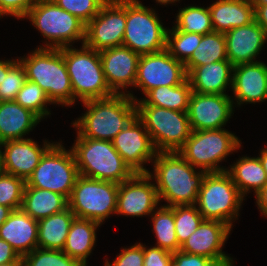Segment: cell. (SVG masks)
<instances>
[{
  "label": "cell",
  "instance_id": "obj_1",
  "mask_svg": "<svg viewBox=\"0 0 267 266\" xmlns=\"http://www.w3.org/2000/svg\"><path fill=\"white\" fill-rule=\"evenodd\" d=\"M154 170L148 175L154 180L158 198L163 206L194 205L206 171H196L178 152H158L153 160Z\"/></svg>",
  "mask_w": 267,
  "mask_h": 266
},
{
  "label": "cell",
  "instance_id": "obj_2",
  "mask_svg": "<svg viewBox=\"0 0 267 266\" xmlns=\"http://www.w3.org/2000/svg\"><path fill=\"white\" fill-rule=\"evenodd\" d=\"M82 103L87 112L72 124L82 138L112 141L136 117L135 100L127 93Z\"/></svg>",
  "mask_w": 267,
  "mask_h": 266
},
{
  "label": "cell",
  "instance_id": "obj_3",
  "mask_svg": "<svg viewBox=\"0 0 267 266\" xmlns=\"http://www.w3.org/2000/svg\"><path fill=\"white\" fill-rule=\"evenodd\" d=\"M19 60L27 80L37 83L53 104H73L71 81L60 49L36 48Z\"/></svg>",
  "mask_w": 267,
  "mask_h": 266
},
{
  "label": "cell",
  "instance_id": "obj_4",
  "mask_svg": "<svg viewBox=\"0 0 267 266\" xmlns=\"http://www.w3.org/2000/svg\"><path fill=\"white\" fill-rule=\"evenodd\" d=\"M71 148L81 176L120 184L135 174L112 141L77 136Z\"/></svg>",
  "mask_w": 267,
  "mask_h": 266
},
{
  "label": "cell",
  "instance_id": "obj_5",
  "mask_svg": "<svg viewBox=\"0 0 267 266\" xmlns=\"http://www.w3.org/2000/svg\"><path fill=\"white\" fill-rule=\"evenodd\" d=\"M73 90V105L76 99L81 102L107 98L115 93L108 86L102 67L99 51L74 46L60 48Z\"/></svg>",
  "mask_w": 267,
  "mask_h": 266
},
{
  "label": "cell",
  "instance_id": "obj_6",
  "mask_svg": "<svg viewBox=\"0 0 267 266\" xmlns=\"http://www.w3.org/2000/svg\"><path fill=\"white\" fill-rule=\"evenodd\" d=\"M24 18L48 41L37 48L60 49L72 42L85 40L86 24L78 17L60 8L53 0H37ZM71 44V45H70Z\"/></svg>",
  "mask_w": 267,
  "mask_h": 266
},
{
  "label": "cell",
  "instance_id": "obj_7",
  "mask_svg": "<svg viewBox=\"0 0 267 266\" xmlns=\"http://www.w3.org/2000/svg\"><path fill=\"white\" fill-rule=\"evenodd\" d=\"M243 200L227 171L211 172L203 179L195 205L204 220L220 221L232 228Z\"/></svg>",
  "mask_w": 267,
  "mask_h": 266
},
{
  "label": "cell",
  "instance_id": "obj_8",
  "mask_svg": "<svg viewBox=\"0 0 267 266\" xmlns=\"http://www.w3.org/2000/svg\"><path fill=\"white\" fill-rule=\"evenodd\" d=\"M222 128L217 130L191 131L190 137L178 153L193 167L201 171L222 172V160L241 148V140Z\"/></svg>",
  "mask_w": 267,
  "mask_h": 266
},
{
  "label": "cell",
  "instance_id": "obj_9",
  "mask_svg": "<svg viewBox=\"0 0 267 266\" xmlns=\"http://www.w3.org/2000/svg\"><path fill=\"white\" fill-rule=\"evenodd\" d=\"M136 116L148 131L157 152H178L192 131L187 112L136 105Z\"/></svg>",
  "mask_w": 267,
  "mask_h": 266
},
{
  "label": "cell",
  "instance_id": "obj_10",
  "mask_svg": "<svg viewBox=\"0 0 267 266\" xmlns=\"http://www.w3.org/2000/svg\"><path fill=\"white\" fill-rule=\"evenodd\" d=\"M119 184L79 175L68 199V208L77 218L102 225L116 213Z\"/></svg>",
  "mask_w": 267,
  "mask_h": 266
},
{
  "label": "cell",
  "instance_id": "obj_11",
  "mask_svg": "<svg viewBox=\"0 0 267 266\" xmlns=\"http://www.w3.org/2000/svg\"><path fill=\"white\" fill-rule=\"evenodd\" d=\"M78 176L72 149L66 150L60 142H54L27 179L25 187L50 190L69 199Z\"/></svg>",
  "mask_w": 267,
  "mask_h": 266
},
{
  "label": "cell",
  "instance_id": "obj_12",
  "mask_svg": "<svg viewBox=\"0 0 267 266\" xmlns=\"http://www.w3.org/2000/svg\"><path fill=\"white\" fill-rule=\"evenodd\" d=\"M167 29L153 8L126 0V27L122 45L142 55L166 49Z\"/></svg>",
  "mask_w": 267,
  "mask_h": 266
},
{
  "label": "cell",
  "instance_id": "obj_13",
  "mask_svg": "<svg viewBox=\"0 0 267 266\" xmlns=\"http://www.w3.org/2000/svg\"><path fill=\"white\" fill-rule=\"evenodd\" d=\"M126 27V0H107L86 24L84 45L96 51L122 46Z\"/></svg>",
  "mask_w": 267,
  "mask_h": 266
},
{
  "label": "cell",
  "instance_id": "obj_14",
  "mask_svg": "<svg viewBox=\"0 0 267 266\" xmlns=\"http://www.w3.org/2000/svg\"><path fill=\"white\" fill-rule=\"evenodd\" d=\"M187 80L185 65L176 60L166 49L140 56L135 88L146 94L159 86H176Z\"/></svg>",
  "mask_w": 267,
  "mask_h": 266
},
{
  "label": "cell",
  "instance_id": "obj_15",
  "mask_svg": "<svg viewBox=\"0 0 267 266\" xmlns=\"http://www.w3.org/2000/svg\"><path fill=\"white\" fill-rule=\"evenodd\" d=\"M235 102L227 94L191 93L187 115L192 131L222 129L231 118Z\"/></svg>",
  "mask_w": 267,
  "mask_h": 266
},
{
  "label": "cell",
  "instance_id": "obj_16",
  "mask_svg": "<svg viewBox=\"0 0 267 266\" xmlns=\"http://www.w3.org/2000/svg\"><path fill=\"white\" fill-rule=\"evenodd\" d=\"M112 143L134 173H148L144 164L153 162L158 153L137 116L114 137Z\"/></svg>",
  "mask_w": 267,
  "mask_h": 266
},
{
  "label": "cell",
  "instance_id": "obj_17",
  "mask_svg": "<svg viewBox=\"0 0 267 266\" xmlns=\"http://www.w3.org/2000/svg\"><path fill=\"white\" fill-rule=\"evenodd\" d=\"M150 180L148 173H135L120 183L115 214L130 217L151 215L160 201L155 184Z\"/></svg>",
  "mask_w": 267,
  "mask_h": 266
},
{
  "label": "cell",
  "instance_id": "obj_18",
  "mask_svg": "<svg viewBox=\"0 0 267 266\" xmlns=\"http://www.w3.org/2000/svg\"><path fill=\"white\" fill-rule=\"evenodd\" d=\"M231 229L229 225L220 221L203 220L181 245L180 251L209 257L219 266H233V258L222 252Z\"/></svg>",
  "mask_w": 267,
  "mask_h": 266
},
{
  "label": "cell",
  "instance_id": "obj_19",
  "mask_svg": "<svg viewBox=\"0 0 267 266\" xmlns=\"http://www.w3.org/2000/svg\"><path fill=\"white\" fill-rule=\"evenodd\" d=\"M43 142L42 148L31 138L0 143V147H4V151L1 150L2 172L27 181L40 163L44 153L54 144L46 140Z\"/></svg>",
  "mask_w": 267,
  "mask_h": 266
},
{
  "label": "cell",
  "instance_id": "obj_20",
  "mask_svg": "<svg viewBox=\"0 0 267 266\" xmlns=\"http://www.w3.org/2000/svg\"><path fill=\"white\" fill-rule=\"evenodd\" d=\"M106 82L115 94L133 86L136 80L140 54L125 46H116L99 51ZM121 89V91H120Z\"/></svg>",
  "mask_w": 267,
  "mask_h": 266
},
{
  "label": "cell",
  "instance_id": "obj_21",
  "mask_svg": "<svg viewBox=\"0 0 267 266\" xmlns=\"http://www.w3.org/2000/svg\"><path fill=\"white\" fill-rule=\"evenodd\" d=\"M232 91L237 106L267 100V65L262 61L234 66Z\"/></svg>",
  "mask_w": 267,
  "mask_h": 266
},
{
  "label": "cell",
  "instance_id": "obj_22",
  "mask_svg": "<svg viewBox=\"0 0 267 266\" xmlns=\"http://www.w3.org/2000/svg\"><path fill=\"white\" fill-rule=\"evenodd\" d=\"M228 60L234 65L256 62L267 41L264 29L254 20L224 33Z\"/></svg>",
  "mask_w": 267,
  "mask_h": 266
},
{
  "label": "cell",
  "instance_id": "obj_23",
  "mask_svg": "<svg viewBox=\"0 0 267 266\" xmlns=\"http://www.w3.org/2000/svg\"><path fill=\"white\" fill-rule=\"evenodd\" d=\"M38 221L22 209L11 212L0 225V239L8 242L22 257L38 248Z\"/></svg>",
  "mask_w": 267,
  "mask_h": 266
},
{
  "label": "cell",
  "instance_id": "obj_24",
  "mask_svg": "<svg viewBox=\"0 0 267 266\" xmlns=\"http://www.w3.org/2000/svg\"><path fill=\"white\" fill-rule=\"evenodd\" d=\"M233 68L234 65L229 60L209 63L193 68L187 74V79L193 92L226 94L227 86L232 89Z\"/></svg>",
  "mask_w": 267,
  "mask_h": 266
},
{
  "label": "cell",
  "instance_id": "obj_25",
  "mask_svg": "<svg viewBox=\"0 0 267 266\" xmlns=\"http://www.w3.org/2000/svg\"><path fill=\"white\" fill-rule=\"evenodd\" d=\"M41 119L15 101H0V143L25 139Z\"/></svg>",
  "mask_w": 267,
  "mask_h": 266
},
{
  "label": "cell",
  "instance_id": "obj_26",
  "mask_svg": "<svg viewBox=\"0 0 267 266\" xmlns=\"http://www.w3.org/2000/svg\"><path fill=\"white\" fill-rule=\"evenodd\" d=\"M209 12L214 31L220 33L255 20L252 3L242 0H217L209 6Z\"/></svg>",
  "mask_w": 267,
  "mask_h": 266
},
{
  "label": "cell",
  "instance_id": "obj_27",
  "mask_svg": "<svg viewBox=\"0 0 267 266\" xmlns=\"http://www.w3.org/2000/svg\"><path fill=\"white\" fill-rule=\"evenodd\" d=\"M100 226V223L90 219L75 217L62 251L87 266V258L91 255L96 242V230Z\"/></svg>",
  "mask_w": 267,
  "mask_h": 266
},
{
  "label": "cell",
  "instance_id": "obj_28",
  "mask_svg": "<svg viewBox=\"0 0 267 266\" xmlns=\"http://www.w3.org/2000/svg\"><path fill=\"white\" fill-rule=\"evenodd\" d=\"M68 208V199L56 192L25 187L21 209L34 220H41Z\"/></svg>",
  "mask_w": 267,
  "mask_h": 266
},
{
  "label": "cell",
  "instance_id": "obj_29",
  "mask_svg": "<svg viewBox=\"0 0 267 266\" xmlns=\"http://www.w3.org/2000/svg\"><path fill=\"white\" fill-rule=\"evenodd\" d=\"M126 92L135 100L136 105H151L174 111L187 112L192 89L187 79L180 85L153 88L145 94L146 98L140 101L132 93H129L130 91Z\"/></svg>",
  "mask_w": 267,
  "mask_h": 266
},
{
  "label": "cell",
  "instance_id": "obj_30",
  "mask_svg": "<svg viewBox=\"0 0 267 266\" xmlns=\"http://www.w3.org/2000/svg\"><path fill=\"white\" fill-rule=\"evenodd\" d=\"M76 216L69 209L38 221V247L63 250L72 221Z\"/></svg>",
  "mask_w": 267,
  "mask_h": 266
},
{
  "label": "cell",
  "instance_id": "obj_31",
  "mask_svg": "<svg viewBox=\"0 0 267 266\" xmlns=\"http://www.w3.org/2000/svg\"><path fill=\"white\" fill-rule=\"evenodd\" d=\"M230 167L227 172L244 197L251 189L256 195L267 184V174L259 157L243 156Z\"/></svg>",
  "mask_w": 267,
  "mask_h": 266
},
{
  "label": "cell",
  "instance_id": "obj_32",
  "mask_svg": "<svg viewBox=\"0 0 267 266\" xmlns=\"http://www.w3.org/2000/svg\"><path fill=\"white\" fill-rule=\"evenodd\" d=\"M228 60L224 33L211 32L202 35L198 47L184 64L187 74L197 66Z\"/></svg>",
  "mask_w": 267,
  "mask_h": 266
},
{
  "label": "cell",
  "instance_id": "obj_33",
  "mask_svg": "<svg viewBox=\"0 0 267 266\" xmlns=\"http://www.w3.org/2000/svg\"><path fill=\"white\" fill-rule=\"evenodd\" d=\"M157 210V211H156ZM153 231L157 238L156 246L170 252L179 251V245L174 222V206H160L153 211Z\"/></svg>",
  "mask_w": 267,
  "mask_h": 266
},
{
  "label": "cell",
  "instance_id": "obj_34",
  "mask_svg": "<svg viewBox=\"0 0 267 266\" xmlns=\"http://www.w3.org/2000/svg\"><path fill=\"white\" fill-rule=\"evenodd\" d=\"M180 9L174 26L177 30L200 35L214 31L209 7L188 6Z\"/></svg>",
  "mask_w": 267,
  "mask_h": 266
},
{
  "label": "cell",
  "instance_id": "obj_35",
  "mask_svg": "<svg viewBox=\"0 0 267 266\" xmlns=\"http://www.w3.org/2000/svg\"><path fill=\"white\" fill-rule=\"evenodd\" d=\"M202 35L184 33L173 28L167 29L166 50L178 61L185 64L194 53L201 41Z\"/></svg>",
  "mask_w": 267,
  "mask_h": 266
},
{
  "label": "cell",
  "instance_id": "obj_36",
  "mask_svg": "<svg viewBox=\"0 0 267 266\" xmlns=\"http://www.w3.org/2000/svg\"><path fill=\"white\" fill-rule=\"evenodd\" d=\"M15 102L19 103L24 108L31 110L40 119L50 115L46 104H53L48 98L46 92L40 88L37 83L26 80L25 84L18 91Z\"/></svg>",
  "mask_w": 267,
  "mask_h": 266
},
{
  "label": "cell",
  "instance_id": "obj_37",
  "mask_svg": "<svg viewBox=\"0 0 267 266\" xmlns=\"http://www.w3.org/2000/svg\"><path fill=\"white\" fill-rule=\"evenodd\" d=\"M203 220L195 204L174 206L175 230L180 246L194 233Z\"/></svg>",
  "mask_w": 267,
  "mask_h": 266
},
{
  "label": "cell",
  "instance_id": "obj_38",
  "mask_svg": "<svg viewBox=\"0 0 267 266\" xmlns=\"http://www.w3.org/2000/svg\"><path fill=\"white\" fill-rule=\"evenodd\" d=\"M22 266H85L62 250L36 248L22 256Z\"/></svg>",
  "mask_w": 267,
  "mask_h": 266
},
{
  "label": "cell",
  "instance_id": "obj_39",
  "mask_svg": "<svg viewBox=\"0 0 267 266\" xmlns=\"http://www.w3.org/2000/svg\"><path fill=\"white\" fill-rule=\"evenodd\" d=\"M26 181L22 178L0 172V205L12 210L21 209Z\"/></svg>",
  "mask_w": 267,
  "mask_h": 266
},
{
  "label": "cell",
  "instance_id": "obj_40",
  "mask_svg": "<svg viewBox=\"0 0 267 266\" xmlns=\"http://www.w3.org/2000/svg\"><path fill=\"white\" fill-rule=\"evenodd\" d=\"M27 80L24 66L18 59L7 71L0 84V101H14Z\"/></svg>",
  "mask_w": 267,
  "mask_h": 266
},
{
  "label": "cell",
  "instance_id": "obj_41",
  "mask_svg": "<svg viewBox=\"0 0 267 266\" xmlns=\"http://www.w3.org/2000/svg\"><path fill=\"white\" fill-rule=\"evenodd\" d=\"M60 8L87 24L100 11L107 0H53Z\"/></svg>",
  "mask_w": 267,
  "mask_h": 266
},
{
  "label": "cell",
  "instance_id": "obj_42",
  "mask_svg": "<svg viewBox=\"0 0 267 266\" xmlns=\"http://www.w3.org/2000/svg\"><path fill=\"white\" fill-rule=\"evenodd\" d=\"M121 251L112 264L106 259L104 266H143L144 245L142 243L122 248Z\"/></svg>",
  "mask_w": 267,
  "mask_h": 266
},
{
  "label": "cell",
  "instance_id": "obj_43",
  "mask_svg": "<svg viewBox=\"0 0 267 266\" xmlns=\"http://www.w3.org/2000/svg\"><path fill=\"white\" fill-rule=\"evenodd\" d=\"M170 266H219L209 257L197 254L185 253L182 251L173 252V259Z\"/></svg>",
  "mask_w": 267,
  "mask_h": 266
},
{
  "label": "cell",
  "instance_id": "obj_44",
  "mask_svg": "<svg viewBox=\"0 0 267 266\" xmlns=\"http://www.w3.org/2000/svg\"><path fill=\"white\" fill-rule=\"evenodd\" d=\"M172 259V252L157 246L147 248V246L144 245L143 266H170Z\"/></svg>",
  "mask_w": 267,
  "mask_h": 266
},
{
  "label": "cell",
  "instance_id": "obj_45",
  "mask_svg": "<svg viewBox=\"0 0 267 266\" xmlns=\"http://www.w3.org/2000/svg\"><path fill=\"white\" fill-rule=\"evenodd\" d=\"M37 0H0V7L6 15L23 19Z\"/></svg>",
  "mask_w": 267,
  "mask_h": 266
},
{
  "label": "cell",
  "instance_id": "obj_46",
  "mask_svg": "<svg viewBox=\"0 0 267 266\" xmlns=\"http://www.w3.org/2000/svg\"><path fill=\"white\" fill-rule=\"evenodd\" d=\"M13 261H22V257L11 247L8 242L0 239V264Z\"/></svg>",
  "mask_w": 267,
  "mask_h": 266
},
{
  "label": "cell",
  "instance_id": "obj_47",
  "mask_svg": "<svg viewBox=\"0 0 267 266\" xmlns=\"http://www.w3.org/2000/svg\"><path fill=\"white\" fill-rule=\"evenodd\" d=\"M255 21L264 29L267 36V5H259L254 9Z\"/></svg>",
  "mask_w": 267,
  "mask_h": 266
},
{
  "label": "cell",
  "instance_id": "obj_48",
  "mask_svg": "<svg viewBox=\"0 0 267 266\" xmlns=\"http://www.w3.org/2000/svg\"><path fill=\"white\" fill-rule=\"evenodd\" d=\"M256 203L260 212L267 216V184L256 194Z\"/></svg>",
  "mask_w": 267,
  "mask_h": 266
},
{
  "label": "cell",
  "instance_id": "obj_49",
  "mask_svg": "<svg viewBox=\"0 0 267 266\" xmlns=\"http://www.w3.org/2000/svg\"><path fill=\"white\" fill-rule=\"evenodd\" d=\"M18 59L13 60H0V84L3 78H6L8 69L17 61Z\"/></svg>",
  "mask_w": 267,
  "mask_h": 266
},
{
  "label": "cell",
  "instance_id": "obj_50",
  "mask_svg": "<svg viewBox=\"0 0 267 266\" xmlns=\"http://www.w3.org/2000/svg\"><path fill=\"white\" fill-rule=\"evenodd\" d=\"M12 211L8 206L0 205V225L8 219Z\"/></svg>",
  "mask_w": 267,
  "mask_h": 266
},
{
  "label": "cell",
  "instance_id": "obj_51",
  "mask_svg": "<svg viewBox=\"0 0 267 266\" xmlns=\"http://www.w3.org/2000/svg\"><path fill=\"white\" fill-rule=\"evenodd\" d=\"M260 156L259 159H260V162L267 174V147L263 148L261 151H260Z\"/></svg>",
  "mask_w": 267,
  "mask_h": 266
},
{
  "label": "cell",
  "instance_id": "obj_52",
  "mask_svg": "<svg viewBox=\"0 0 267 266\" xmlns=\"http://www.w3.org/2000/svg\"><path fill=\"white\" fill-rule=\"evenodd\" d=\"M251 3L255 9L259 5H267V0H252Z\"/></svg>",
  "mask_w": 267,
  "mask_h": 266
},
{
  "label": "cell",
  "instance_id": "obj_53",
  "mask_svg": "<svg viewBox=\"0 0 267 266\" xmlns=\"http://www.w3.org/2000/svg\"><path fill=\"white\" fill-rule=\"evenodd\" d=\"M0 266H22V261L8 262V263L0 264Z\"/></svg>",
  "mask_w": 267,
  "mask_h": 266
},
{
  "label": "cell",
  "instance_id": "obj_54",
  "mask_svg": "<svg viewBox=\"0 0 267 266\" xmlns=\"http://www.w3.org/2000/svg\"><path fill=\"white\" fill-rule=\"evenodd\" d=\"M179 2L180 0H156L157 3H159L160 5H167L170 3H175V2Z\"/></svg>",
  "mask_w": 267,
  "mask_h": 266
},
{
  "label": "cell",
  "instance_id": "obj_55",
  "mask_svg": "<svg viewBox=\"0 0 267 266\" xmlns=\"http://www.w3.org/2000/svg\"><path fill=\"white\" fill-rule=\"evenodd\" d=\"M6 14L2 11L1 7H0V18L5 16Z\"/></svg>",
  "mask_w": 267,
  "mask_h": 266
},
{
  "label": "cell",
  "instance_id": "obj_56",
  "mask_svg": "<svg viewBox=\"0 0 267 266\" xmlns=\"http://www.w3.org/2000/svg\"><path fill=\"white\" fill-rule=\"evenodd\" d=\"M1 149H2V148L0 147V172L2 171V170H1Z\"/></svg>",
  "mask_w": 267,
  "mask_h": 266
},
{
  "label": "cell",
  "instance_id": "obj_57",
  "mask_svg": "<svg viewBox=\"0 0 267 266\" xmlns=\"http://www.w3.org/2000/svg\"><path fill=\"white\" fill-rule=\"evenodd\" d=\"M242 1H246V2H252V0H242Z\"/></svg>",
  "mask_w": 267,
  "mask_h": 266
}]
</instances>
